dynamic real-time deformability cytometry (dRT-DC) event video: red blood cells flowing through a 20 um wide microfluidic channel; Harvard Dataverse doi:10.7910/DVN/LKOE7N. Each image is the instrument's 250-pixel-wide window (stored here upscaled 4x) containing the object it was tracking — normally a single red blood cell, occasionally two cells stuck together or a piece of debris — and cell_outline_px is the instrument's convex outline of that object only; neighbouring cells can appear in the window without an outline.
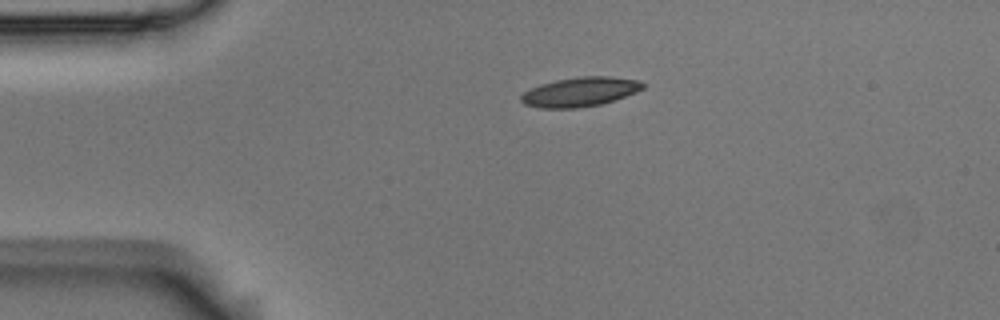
{"species": "Egyptian fruit bat (a non-hibernating species)", "species_latin": "Rousettus aegyptiacus", "temperature_condition": "room temperature", "stored_images_in_passage": 2, "camera_frame_rate_fps": 3000, "um_per_image_px": 0.085, "animal": {"sex": "male"}, "frame": {"image": 1, "passage_image": 1, "time_ms": 0.0, "image_size_px": [1000, 320], "cell_outline_px": [[644, 88], [636, 92], [600, 104], [580, 108], [540, 108], [524, 104], [520, 100], [520, 96], [524, 92], [540, 84], [556, 80], [580, 76], [612, 76], [640, 80], [644, 84]], "centroid_in_image_um": [49.3, 7.8], "position_along_channel_um": 35.7, "area_um2": 20.81}}